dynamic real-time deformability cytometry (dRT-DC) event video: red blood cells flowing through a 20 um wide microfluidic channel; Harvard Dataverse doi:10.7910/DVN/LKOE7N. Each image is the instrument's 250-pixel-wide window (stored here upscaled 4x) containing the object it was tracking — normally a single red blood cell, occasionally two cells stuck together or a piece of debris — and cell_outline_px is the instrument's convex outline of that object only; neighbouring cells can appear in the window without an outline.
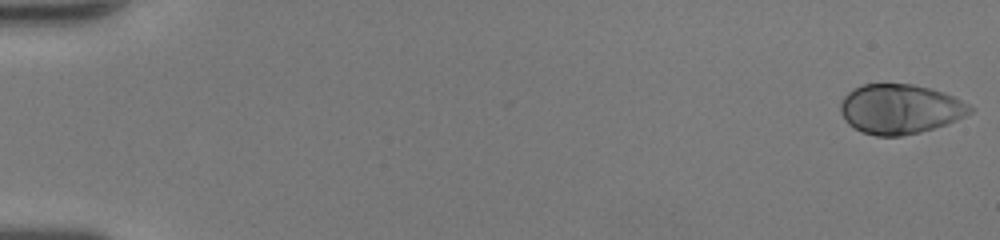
{"species": "human", "species_latin": "Homo sapiens", "temperature_condition": "room temperature", "stored_images_in_passage": 51, "camera_frame_rate_fps": 3000, "um_per_image_px": 0.085, "donor": {"sex": "female"}, "frame": {"image": 1, "passage_image": 1, "time_ms": 0.0, "image_size_px": [1000, 240], "cell_outline_px": [[972, 112], [956, 120], [920, 132], [900, 136], [876, 136], [864, 132], [848, 124], [844, 120], [840, 112], [840, 100], [852, 88], [864, 84], [912, 84], [932, 88], [944, 92], [968, 104], [972, 108]], "centroid_in_image_um": [76.46, 9.25], "position_along_channel_um": 8.5, "area_um2": 37.4}}
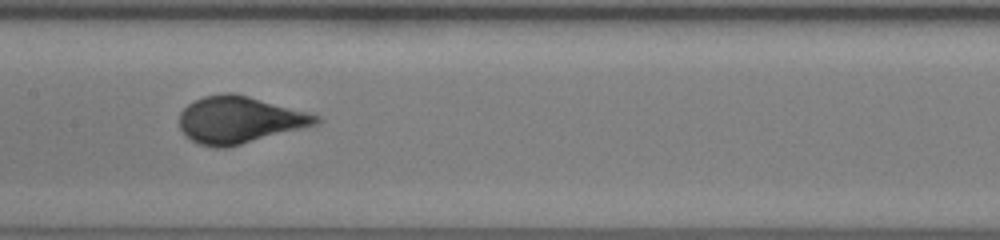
{"frame": {"image": 2, "passage_image": 27, "time_ms": 8.667, "image_size_px": [1000, 240], "cell_outline_px": [[320, 120], [316, 124], [228, 148], [216, 148], [200, 144], [184, 136], [180, 128], [180, 112], [188, 104], [204, 96], [224, 92], [232, 92], [248, 96], [308, 112], [320, 116]], "centroid_in_image_um": [20.31, 10.19], "position_along_channel_um": 187.1, "area_um2": 37.17}}
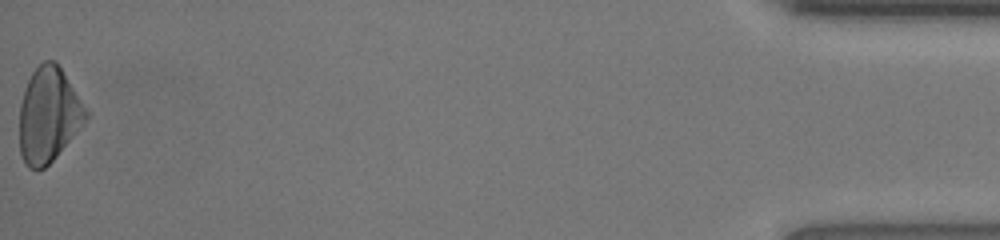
{"frame": {"image": 3, "passage_image": 51, "time_ms": 16.667, "image_size_px": [1000, 240], "cell_outline_px": [[88, 120], [56, 156], [44, 168], [28, 168], [20, 156], [20, 104], [24, 88], [32, 72], [44, 60], [56, 60], [88, 112]], "centroid_in_image_um": [4.12, 9.77], "position_along_channel_um": 431.1, "area_um2": 36.53}, "authors_computed_cell_mechanics": {"area_um2": 36.703, "velocity_mm_per_s": 4.2019, "shape_relaxation_time_tau1_ms": 3.0957, "shape_relaxation_time_tau2_ms": null, "deformation_change_tau1": 0.1838, "deformation_change_tau2": null}}